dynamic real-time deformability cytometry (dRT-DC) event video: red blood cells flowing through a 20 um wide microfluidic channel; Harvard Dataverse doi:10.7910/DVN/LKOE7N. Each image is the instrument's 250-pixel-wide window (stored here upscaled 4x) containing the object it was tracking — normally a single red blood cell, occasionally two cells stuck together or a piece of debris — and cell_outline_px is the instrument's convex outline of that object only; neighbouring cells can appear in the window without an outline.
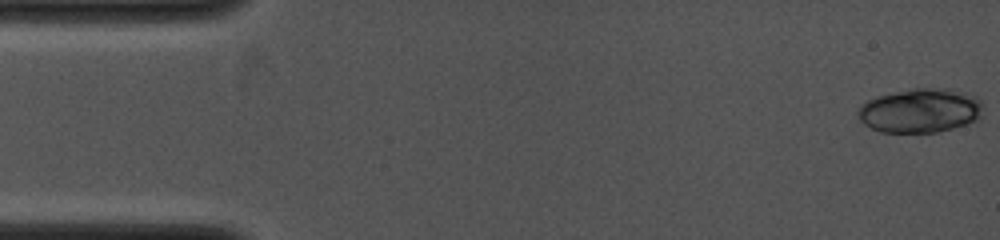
{"species": "common noctule bat (a hibernating species)", "species_latin": "Nyctalus noctula", "temperature_condition": "cold", "stored_images_in_passage": 15, "camera_frame_rate_fps": 4000, "um_per_image_px": 0.085, "animal": {"sex": "female", "body_mass_g": 19.0, "forearm_length_mm": 53.3}, "frame": {"image": 1, "passage_image": 1, "time_ms": 0.0, "image_size_px": [1000, 240], "cell_outline_px": [[984, 104], [980, 120], [952, 128], [936, 132], [880, 132], [864, 124], [860, 120], [856, 112], [860, 104], [876, 96], [912, 88], [952, 88], [976, 96]], "centroid_in_image_um": [78.24, 9.38], "position_along_channel_um": 6.8, "area_um2": 32.66}}
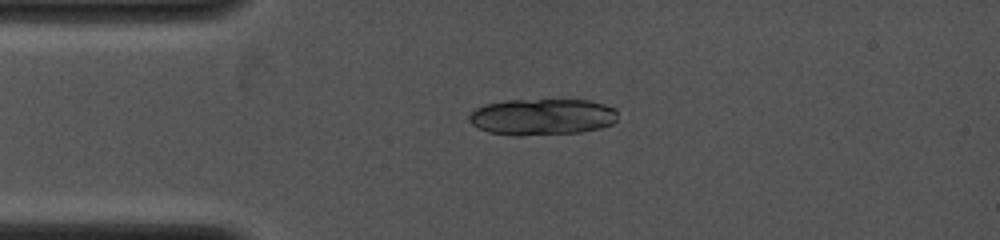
{"frame": {"image": 2, "passage_image": 12, "time_ms": 3.0, "image_size_px": [1000, 240], "cell_outline_px": [[616, 120], [612, 124], [600, 128], [580, 132], [520, 136], [512, 136], [488, 132], [472, 124], [468, 120], [468, 116], [476, 108], [484, 104], [508, 100], [588, 100], [604, 104], [616, 108]], "centroid_in_image_um": [46.07, 9.94], "position_along_channel_um": 38.9, "area_um2": 31.67}}